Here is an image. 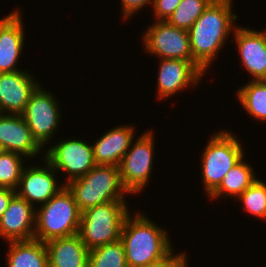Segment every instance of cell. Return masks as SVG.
Returning <instances> with one entry per match:
<instances>
[{"label":"cell","mask_w":266,"mask_h":267,"mask_svg":"<svg viewBox=\"0 0 266 267\" xmlns=\"http://www.w3.org/2000/svg\"><path fill=\"white\" fill-rule=\"evenodd\" d=\"M153 137L152 131H147L135 139L134 144L132 141L118 166L122 184L130 195L139 194L148 185L153 166Z\"/></svg>","instance_id":"ba28073f"},{"label":"cell","mask_w":266,"mask_h":267,"mask_svg":"<svg viewBox=\"0 0 266 267\" xmlns=\"http://www.w3.org/2000/svg\"><path fill=\"white\" fill-rule=\"evenodd\" d=\"M131 216H126L120 236L128 267L157 262L174 250L165 229L140 212Z\"/></svg>","instance_id":"7a4b0ae2"},{"label":"cell","mask_w":266,"mask_h":267,"mask_svg":"<svg viewBox=\"0 0 266 267\" xmlns=\"http://www.w3.org/2000/svg\"><path fill=\"white\" fill-rule=\"evenodd\" d=\"M158 73V99H167L187 86L197 85L203 76L190 61L178 59H160Z\"/></svg>","instance_id":"9a60e30c"},{"label":"cell","mask_w":266,"mask_h":267,"mask_svg":"<svg viewBox=\"0 0 266 267\" xmlns=\"http://www.w3.org/2000/svg\"><path fill=\"white\" fill-rule=\"evenodd\" d=\"M237 199L243 203L245 211L266 220V182L257 178Z\"/></svg>","instance_id":"484cf974"},{"label":"cell","mask_w":266,"mask_h":267,"mask_svg":"<svg viewBox=\"0 0 266 267\" xmlns=\"http://www.w3.org/2000/svg\"><path fill=\"white\" fill-rule=\"evenodd\" d=\"M8 267H49L45 242L38 239L10 241Z\"/></svg>","instance_id":"ffe728a7"},{"label":"cell","mask_w":266,"mask_h":267,"mask_svg":"<svg viewBox=\"0 0 266 267\" xmlns=\"http://www.w3.org/2000/svg\"><path fill=\"white\" fill-rule=\"evenodd\" d=\"M47 160L58 172L68 174L66 185L72 180L85 176L96 164L94 161L93 145L83 140L66 139L49 147L44 152Z\"/></svg>","instance_id":"30bf717a"},{"label":"cell","mask_w":266,"mask_h":267,"mask_svg":"<svg viewBox=\"0 0 266 267\" xmlns=\"http://www.w3.org/2000/svg\"><path fill=\"white\" fill-rule=\"evenodd\" d=\"M241 142L227 130L217 131L208 141L201 156L204 190L209 196L227 172L244 157Z\"/></svg>","instance_id":"8992f818"},{"label":"cell","mask_w":266,"mask_h":267,"mask_svg":"<svg viewBox=\"0 0 266 267\" xmlns=\"http://www.w3.org/2000/svg\"><path fill=\"white\" fill-rule=\"evenodd\" d=\"M134 127L117 126L103 134L93 145L96 165L119 166L134 140Z\"/></svg>","instance_id":"ac0fdd59"},{"label":"cell","mask_w":266,"mask_h":267,"mask_svg":"<svg viewBox=\"0 0 266 267\" xmlns=\"http://www.w3.org/2000/svg\"><path fill=\"white\" fill-rule=\"evenodd\" d=\"M126 201H112L81 212L78 235L89 249L120 239L126 216L130 213Z\"/></svg>","instance_id":"5b68a950"},{"label":"cell","mask_w":266,"mask_h":267,"mask_svg":"<svg viewBox=\"0 0 266 267\" xmlns=\"http://www.w3.org/2000/svg\"><path fill=\"white\" fill-rule=\"evenodd\" d=\"M23 155L15 152L0 153V187L16 190L24 169Z\"/></svg>","instance_id":"d4e9b609"},{"label":"cell","mask_w":266,"mask_h":267,"mask_svg":"<svg viewBox=\"0 0 266 267\" xmlns=\"http://www.w3.org/2000/svg\"><path fill=\"white\" fill-rule=\"evenodd\" d=\"M0 144L4 151L27 158L36 157L43 149L32 136L22 115L0 113Z\"/></svg>","instance_id":"2e32d148"},{"label":"cell","mask_w":266,"mask_h":267,"mask_svg":"<svg viewBox=\"0 0 266 267\" xmlns=\"http://www.w3.org/2000/svg\"><path fill=\"white\" fill-rule=\"evenodd\" d=\"M36 209L34 238L42 242L78 234L81 211L65 185Z\"/></svg>","instance_id":"3957f363"},{"label":"cell","mask_w":266,"mask_h":267,"mask_svg":"<svg viewBox=\"0 0 266 267\" xmlns=\"http://www.w3.org/2000/svg\"><path fill=\"white\" fill-rule=\"evenodd\" d=\"M20 10L0 19V73L17 72V62L23 50L25 30Z\"/></svg>","instance_id":"e0dca14e"},{"label":"cell","mask_w":266,"mask_h":267,"mask_svg":"<svg viewBox=\"0 0 266 267\" xmlns=\"http://www.w3.org/2000/svg\"><path fill=\"white\" fill-rule=\"evenodd\" d=\"M213 0H182L167 22L177 28L189 30Z\"/></svg>","instance_id":"cb8c5ba5"},{"label":"cell","mask_w":266,"mask_h":267,"mask_svg":"<svg viewBox=\"0 0 266 267\" xmlns=\"http://www.w3.org/2000/svg\"><path fill=\"white\" fill-rule=\"evenodd\" d=\"M29 72L0 73V113L22 115L30 96L39 86Z\"/></svg>","instance_id":"7c38bea8"},{"label":"cell","mask_w":266,"mask_h":267,"mask_svg":"<svg viewBox=\"0 0 266 267\" xmlns=\"http://www.w3.org/2000/svg\"><path fill=\"white\" fill-rule=\"evenodd\" d=\"M236 94L240 104L252 118L266 122V80L252 78Z\"/></svg>","instance_id":"7402d4cb"},{"label":"cell","mask_w":266,"mask_h":267,"mask_svg":"<svg viewBox=\"0 0 266 267\" xmlns=\"http://www.w3.org/2000/svg\"><path fill=\"white\" fill-rule=\"evenodd\" d=\"M15 194L16 190L14 189L7 187H0V219L3 213L6 211L10 200Z\"/></svg>","instance_id":"f546056e"},{"label":"cell","mask_w":266,"mask_h":267,"mask_svg":"<svg viewBox=\"0 0 266 267\" xmlns=\"http://www.w3.org/2000/svg\"><path fill=\"white\" fill-rule=\"evenodd\" d=\"M182 0H154L155 21H167Z\"/></svg>","instance_id":"4316f807"},{"label":"cell","mask_w":266,"mask_h":267,"mask_svg":"<svg viewBox=\"0 0 266 267\" xmlns=\"http://www.w3.org/2000/svg\"><path fill=\"white\" fill-rule=\"evenodd\" d=\"M44 167L28 166L24 167L16 194L27 200L33 207L34 203L45 204L65 185L58 183L56 180V170L45 160ZM46 163V164H45ZM60 184V185H59ZM20 188V189H19Z\"/></svg>","instance_id":"8fae6325"},{"label":"cell","mask_w":266,"mask_h":267,"mask_svg":"<svg viewBox=\"0 0 266 267\" xmlns=\"http://www.w3.org/2000/svg\"><path fill=\"white\" fill-rule=\"evenodd\" d=\"M49 267H88L89 249L78 234L45 242Z\"/></svg>","instance_id":"d6986e66"},{"label":"cell","mask_w":266,"mask_h":267,"mask_svg":"<svg viewBox=\"0 0 266 267\" xmlns=\"http://www.w3.org/2000/svg\"><path fill=\"white\" fill-rule=\"evenodd\" d=\"M233 32L243 66L253 80H266V32L238 26Z\"/></svg>","instance_id":"4fadbf2b"},{"label":"cell","mask_w":266,"mask_h":267,"mask_svg":"<svg viewBox=\"0 0 266 267\" xmlns=\"http://www.w3.org/2000/svg\"><path fill=\"white\" fill-rule=\"evenodd\" d=\"M88 267H128L122 241L89 250Z\"/></svg>","instance_id":"603a6c76"},{"label":"cell","mask_w":266,"mask_h":267,"mask_svg":"<svg viewBox=\"0 0 266 267\" xmlns=\"http://www.w3.org/2000/svg\"><path fill=\"white\" fill-rule=\"evenodd\" d=\"M58 106L56 97L39 85L30 96L22 114L32 136L42 148L53 138L60 124L61 113Z\"/></svg>","instance_id":"9c48e42d"},{"label":"cell","mask_w":266,"mask_h":267,"mask_svg":"<svg viewBox=\"0 0 266 267\" xmlns=\"http://www.w3.org/2000/svg\"><path fill=\"white\" fill-rule=\"evenodd\" d=\"M81 212L112 201H125L128 190L123 186L118 166L95 165L85 176L66 184Z\"/></svg>","instance_id":"277c9868"},{"label":"cell","mask_w":266,"mask_h":267,"mask_svg":"<svg viewBox=\"0 0 266 267\" xmlns=\"http://www.w3.org/2000/svg\"><path fill=\"white\" fill-rule=\"evenodd\" d=\"M142 36L144 50L160 59L190 61L203 75L204 71L193 61L188 30L155 21Z\"/></svg>","instance_id":"52a82bcc"},{"label":"cell","mask_w":266,"mask_h":267,"mask_svg":"<svg viewBox=\"0 0 266 267\" xmlns=\"http://www.w3.org/2000/svg\"><path fill=\"white\" fill-rule=\"evenodd\" d=\"M232 2L213 0L188 30L192 59L204 72L236 28L234 23L238 16L231 9Z\"/></svg>","instance_id":"6da1fadb"},{"label":"cell","mask_w":266,"mask_h":267,"mask_svg":"<svg viewBox=\"0 0 266 267\" xmlns=\"http://www.w3.org/2000/svg\"><path fill=\"white\" fill-rule=\"evenodd\" d=\"M252 171L253 167L243 157L227 172L220 185L208 197L213 200L225 195L237 199L257 179Z\"/></svg>","instance_id":"44dd1931"},{"label":"cell","mask_w":266,"mask_h":267,"mask_svg":"<svg viewBox=\"0 0 266 267\" xmlns=\"http://www.w3.org/2000/svg\"><path fill=\"white\" fill-rule=\"evenodd\" d=\"M154 0H121L122 10H123V19H128L130 16H133L134 13L138 12L145 5L152 4Z\"/></svg>","instance_id":"f1b7e54d"},{"label":"cell","mask_w":266,"mask_h":267,"mask_svg":"<svg viewBox=\"0 0 266 267\" xmlns=\"http://www.w3.org/2000/svg\"><path fill=\"white\" fill-rule=\"evenodd\" d=\"M4 149L2 148L1 144H0V153L3 152Z\"/></svg>","instance_id":"4dcf8cb0"},{"label":"cell","mask_w":266,"mask_h":267,"mask_svg":"<svg viewBox=\"0 0 266 267\" xmlns=\"http://www.w3.org/2000/svg\"><path fill=\"white\" fill-rule=\"evenodd\" d=\"M36 208L15 194L0 219V237L6 241L34 238Z\"/></svg>","instance_id":"5bb4252c"},{"label":"cell","mask_w":266,"mask_h":267,"mask_svg":"<svg viewBox=\"0 0 266 267\" xmlns=\"http://www.w3.org/2000/svg\"><path fill=\"white\" fill-rule=\"evenodd\" d=\"M173 252L174 251L172 250L166 257L157 262L139 267H188L185 252L184 254L182 252H180L181 254H173Z\"/></svg>","instance_id":"83f0119b"}]
</instances>
